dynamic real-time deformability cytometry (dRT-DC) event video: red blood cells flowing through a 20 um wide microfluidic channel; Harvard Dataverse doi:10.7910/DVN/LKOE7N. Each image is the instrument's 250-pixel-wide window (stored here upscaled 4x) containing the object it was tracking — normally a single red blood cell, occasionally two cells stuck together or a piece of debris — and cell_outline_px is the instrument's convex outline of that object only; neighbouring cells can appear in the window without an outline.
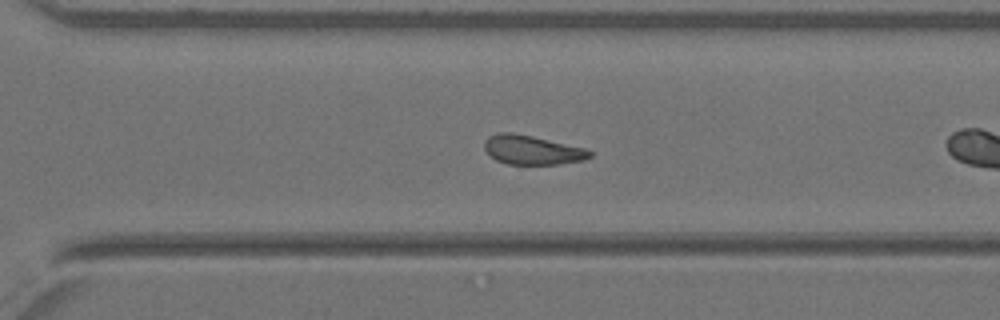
{"species": "Egyptian fruit bat (a non-hibernating species)", "species_latin": "Rousettus aegyptiacus", "temperature_condition": "warm", "stored_images_in_passage": 31, "camera_frame_rate_fps": 3000, "um_per_image_px": 0.085, "animal": {"sex": "female"}, "frame": {"image": 1, "passage_image": 18, "time_ms": 5.667, "image_size_px": [1000, 320], "cell_outline_px": [[592, 156], [584, 160], [560, 164], [508, 164], [496, 160], [484, 148], [484, 140], [488, 136], [500, 132], [512, 132], [532, 136], [584, 148], [592, 152]], "centroid_in_image_um": [45.22, 12.74], "position_along_channel_um": 325.4, "area_um2": 17.8}}
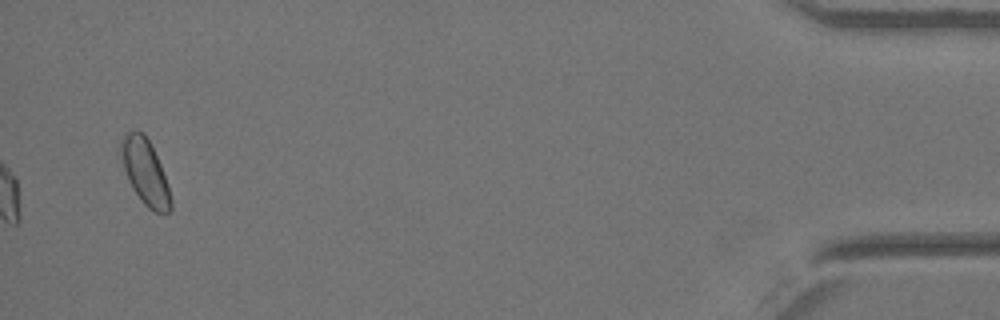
{"frame": {"image": 2, "passage_image": 31, "time_ms": 10.0, "image_size_px": [1000, 320], "cell_outline_px": [[172, 208], [168, 212], [156, 212], [148, 208], [140, 200], [132, 188], [128, 180], [124, 168], [120, 144], [120, 140], [128, 132], [140, 132], [148, 140], [160, 164], [168, 184], [172, 200]], "centroid_in_image_um": [12.35, 14.67], "position_along_channel_um": 422.8, "area_um2": 18.5}}